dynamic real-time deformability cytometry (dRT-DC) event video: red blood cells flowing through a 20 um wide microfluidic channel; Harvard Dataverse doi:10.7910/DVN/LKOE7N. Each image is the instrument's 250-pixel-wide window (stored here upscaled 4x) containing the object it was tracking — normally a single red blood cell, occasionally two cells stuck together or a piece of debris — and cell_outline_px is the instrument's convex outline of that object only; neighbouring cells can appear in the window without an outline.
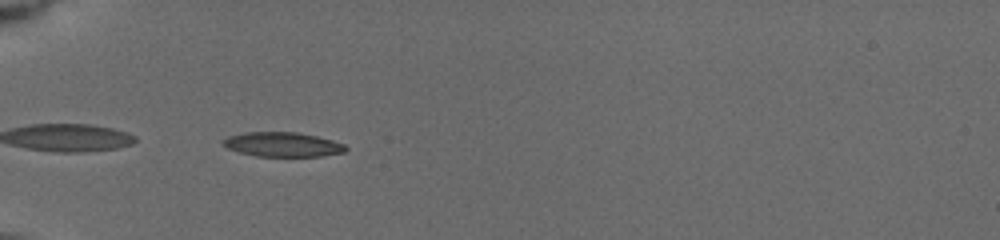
{"species": "common noctule bat (a hibernating species)", "species_latin": "Nyctalus noctula", "temperature_condition": "cold", "stored_images_in_passage": 37, "camera_frame_rate_fps": 3000, "um_per_image_px": 0.085, "animal": {"sex": "female", "body_mass_g": 19.5, "forearm_length_mm": 54.1}, "frame": {"image": 1, "passage_image": 4, "time_ms": 1.333, "image_size_px": [1000, 240], "cell_outline_px": [[348, 148], [344, 152], [320, 156], [256, 156], [240, 152], [228, 148], [220, 140], [228, 136], [244, 132], [296, 132], [316, 136], [332, 140], [344, 144]], "centroid_in_image_um": [24.01, 12.27], "position_along_channel_um": 61.0, "area_um2": 17.4}}
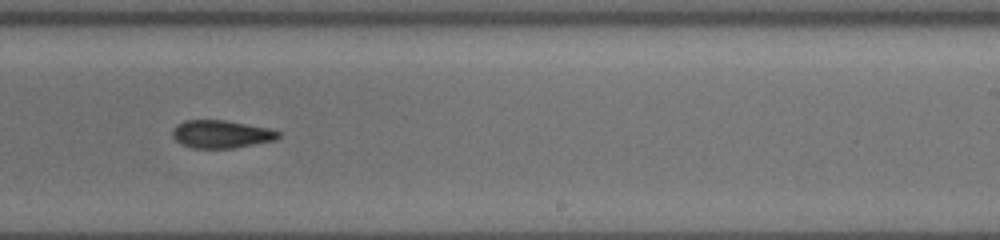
{"frame": {"image": 2, "passage_image": 20, "time_ms": 7.0, "image_size_px": [1000, 240], "cell_outline_px": [[280, 136], [276, 140], [232, 148], [192, 148], [176, 140], [172, 136], [172, 128], [176, 124], [184, 120], [224, 120], [268, 128], [280, 132]], "centroid_in_image_um": [18.78, 11.39], "position_along_channel_um": 270.2, "area_um2": 17.11}}
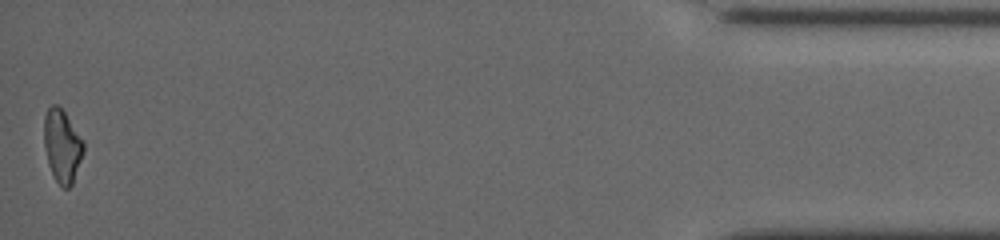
{"frame": {"image": 3, "passage_image": 37, "time_ms": 13.0, "image_size_px": [1000, 240], "cell_outline_px": [[84, 148], [72, 184], [68, 188], [64, 188], [52, 176], [48, 164], [44, 144], [44, 116], [48, 108], [52, 104], [56, 104], [64, 112], [84, 144]], "centroid_in_image_um": [5.24, 12.41], "position_along_channel_um": 430.0, "area_um2": 16.3}, "authors_computed_cell_mechanics": {"area_um2": 17.3978, "velocity_mm_per_s": 3.9138, "shape_relaxation_time_tau1_ms": 3.1917, "shape_relaxation_time_tau2_ms": 5.0149, "deformation_change_tau1": 0.1122, "deformation_change_tau2": 0.1366}}